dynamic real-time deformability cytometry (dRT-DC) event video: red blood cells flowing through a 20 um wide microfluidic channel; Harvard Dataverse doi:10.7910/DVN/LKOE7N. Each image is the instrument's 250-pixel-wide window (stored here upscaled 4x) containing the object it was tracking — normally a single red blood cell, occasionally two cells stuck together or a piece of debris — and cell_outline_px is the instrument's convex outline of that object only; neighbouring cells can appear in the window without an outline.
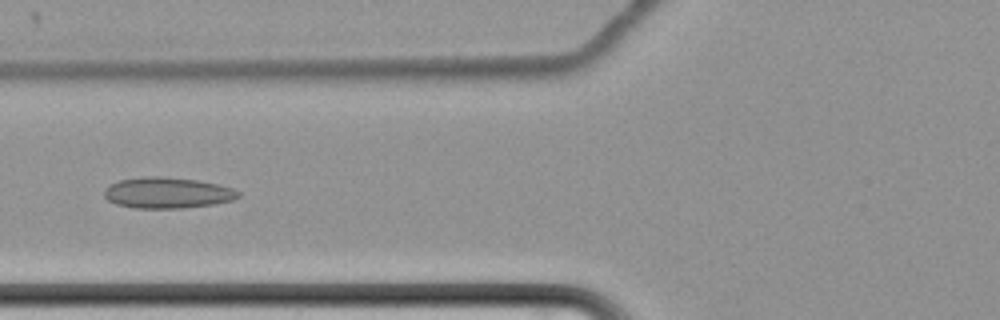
{"species": "common noctule bat (a hibernating species)", "species_latin": "Nyctalus noctula", "temperature_condition": "cold", "stored_images_in_passage": 22, "camera_frame_rate_fps": 3000, "um_per_image_px": 0.085, "animal": {"sex": "female", "body_mass_g": 22.7, "forearm_length_mm": 54.2}, "frame": {"image": 1, "passage_image": 19, "time_ms": 6.0, "image_size_px": [1000, 320], "cell_outline_px": [[240, 196], [236, 200], [212, 204], [184, 208], [132, 208], [116, 204], [108, 200], [104, 196], [104, 188], [108, 184], [120, 180], [144, 176], [164, 176], [196, 180], [216, 184], [232, 188], [240, 192]], "centroid_in_image_um": [14.2, 16.39], "position_along_channel_um": 111.6, "area_um2": 24.39}}
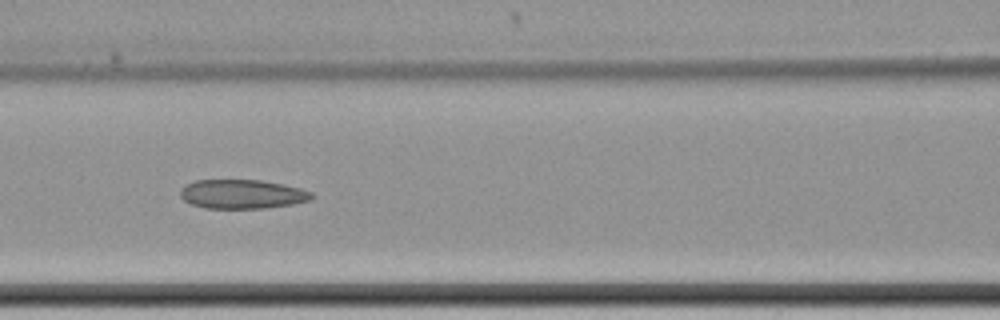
{"frame": {"image": 2, "passage_image": 22, "time_ms": 7.0, "image_size_px": [1000, 320], "cell_outline_px": [[316, 196], [312, 200], [292, 204], [264, 208], [204, 208], [192, 204], [184, 200], [180, 196], [180, 192], [188, 184], [196, 180], [260, 180], [284, 184], [300, 188], [312, 192]], "centroid_in_image_um": [20.65, 16.5], "position_along_channel_um": 146.0, "area_um2": 22.25}}